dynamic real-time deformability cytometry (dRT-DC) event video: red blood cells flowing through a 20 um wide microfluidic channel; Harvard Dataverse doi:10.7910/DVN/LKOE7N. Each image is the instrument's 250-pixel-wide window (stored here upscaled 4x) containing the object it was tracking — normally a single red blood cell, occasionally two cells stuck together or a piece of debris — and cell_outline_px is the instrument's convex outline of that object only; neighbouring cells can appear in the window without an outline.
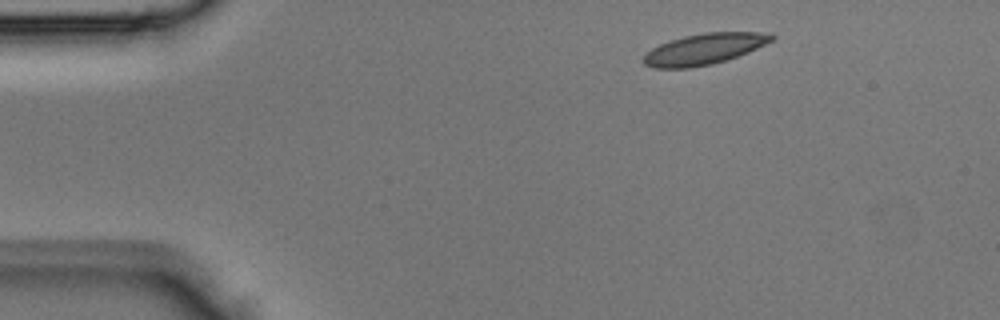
{"species": "Egyptian fruit bat (a non-hibernating species)", "species_latin": "Rousettus aegyptiacus", "temperature_condition": "room temperature", "stored_images_in_passage": 4, "camera_frame_rate_fps": 3000, "um_per_image_px": 0.085, "animal": {"sex": "male"}, "frame": {"image": 1, "passage_image": 1, "time_ms": 0.0, "image_size_px": [1000, 320], "cell_outline_px": [[776, 36], [772, 40], [748, 52], [712, 64], [688, 68], [656, 68], [644, 64], [644, 52], [660, 44], [684, 36], [704, 32], [772, 32]], "centroid_in_image_um": [59.86, 4.15], "position_along_channel_um": 25.1, "area_um2": 22.95}}
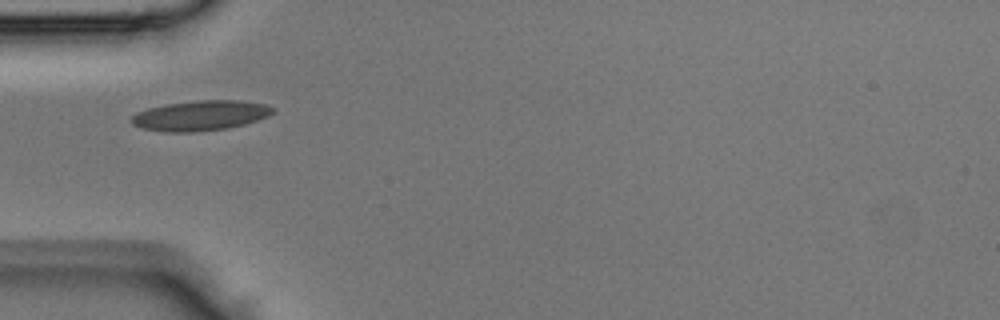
{"frame": {"image": 2, "passage_image": 3, "time_ms": 0.667, "image_size_px": [1000, 320], "cell_outline_px": [[276, 108], [268, 116], [244, 124], [228, 128], [192, 132], [168, 132], [144, 128], [132, 124], [128, 120], [136, 112], [148, 108], [168, 104], [196, 100], [240, 100], [264, 104]], "centroid_in_image_um": [17.02, 9.82], "position_along_channel_um": 68.0, "area_um2": 24.68}}
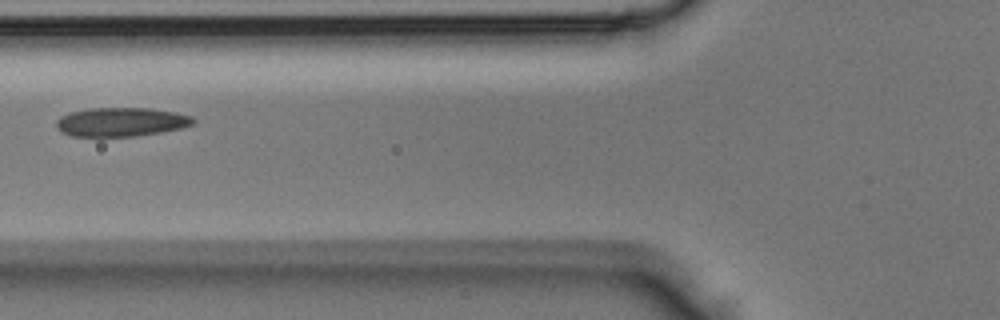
{"frame": {"image": 3, "passage_image": 4, "time_ms": 1.0, "image_size_px": [1000, 320], "cell_outline_px": [[196, 124], [180, 128], [160, 132], [136, 136], [72, 136], [60, 132], [56, 124], [56, 120], [60, 116], [72, 112], [88, 108], [148, 108], [176, 112], [192, 116], [196, 120]], "centroid_in_image_um": [10.31, 10.36], "position_along_channel_um": 115.5, "area_um2": 23.12}}